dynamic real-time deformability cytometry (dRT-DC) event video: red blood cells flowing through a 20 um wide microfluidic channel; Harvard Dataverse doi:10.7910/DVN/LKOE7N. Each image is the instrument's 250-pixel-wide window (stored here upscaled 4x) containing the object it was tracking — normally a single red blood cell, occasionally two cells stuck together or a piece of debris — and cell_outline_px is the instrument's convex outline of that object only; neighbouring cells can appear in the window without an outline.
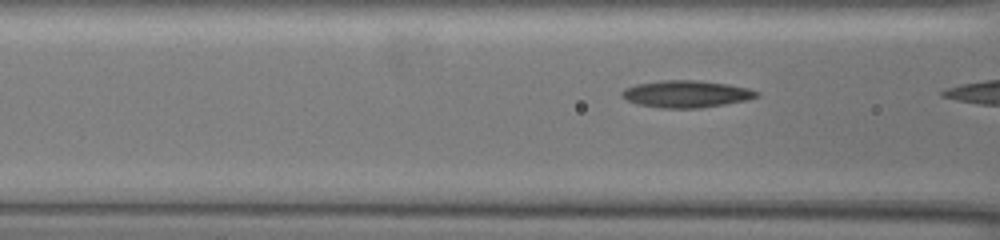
{"species": "common noctule bat (a hibernating species)", "species_latin": "Nyctalus noctula", "temperature_condition": "warm", "stored_images_in_passage": 7, "camera_frame_rate_fps": 3000, "um_per_image_px": 0.085, "animal": {"sex": "female", "body_mass_g": 19.5, "forearm_length_mm": 54.1}, "frame": {"image": 1, "passage_image": 6, "time_ms": 1.667, "image_size_px": [1000, 240], "cell_outline_px": [[760, 96], [744, 100], [724, 104], [700, 108], [660, 108], [636, 104], [620, 96], [620, 92], [624, 88], [636, 84], [664, 80], [696, 80], [728, 84], [748, 88], [760, 92]], "centroid_in_image_um": [58.3, 7.99], "position_along_channel_um": 108.3, "area_um2": 21.27}}